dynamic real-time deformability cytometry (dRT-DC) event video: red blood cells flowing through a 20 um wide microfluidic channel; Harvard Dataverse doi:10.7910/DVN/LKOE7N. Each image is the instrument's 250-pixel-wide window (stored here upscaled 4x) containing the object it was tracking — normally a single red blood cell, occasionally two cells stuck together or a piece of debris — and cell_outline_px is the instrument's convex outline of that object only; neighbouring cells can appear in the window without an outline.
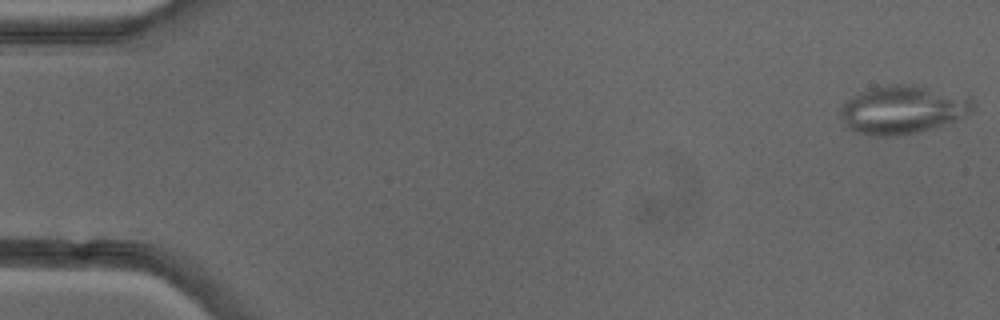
{"species": "common noctule bat (a hibernating species)", "species_latin": "Nyctalus noctula", "temperature_condition": "cold", "stored_images_in_passage": 46, "camera_frame_rate_fps": 3000, "um_per_image_px": 0.085, "animal": {"sex": "female"}, "frame": {"image": 1, "passage_image": 1, "time_ms": 0.0, "image_size_px": [1000, 320], "cell_outline_px": [[976, 108], [972, 112], [956, 120], [916, 132], [896, 136], [876, 136], [856, 132], [848, 128], [844, 124], [840, 116], [840, 104], [852, 96], [860, 92], [872, 88], [888, 84], [912, 84], [972, 96], [976, 104]], "centroid_in_image_um": [76.75, 9.3], "position_along_channel_um": 8.3, "area_um2": 37.69}, "authors_computed_cell_mechanics": {"area_um2": 28.4665, "velocity_mm_per_s": 4.0022, "shape_relaxation_time_tau1_ms": null, "shape_relaxation_time_tau2_ms": 1.645, "deformation_change_tau1": null, "deformation_change_tau2": 0.1098}}